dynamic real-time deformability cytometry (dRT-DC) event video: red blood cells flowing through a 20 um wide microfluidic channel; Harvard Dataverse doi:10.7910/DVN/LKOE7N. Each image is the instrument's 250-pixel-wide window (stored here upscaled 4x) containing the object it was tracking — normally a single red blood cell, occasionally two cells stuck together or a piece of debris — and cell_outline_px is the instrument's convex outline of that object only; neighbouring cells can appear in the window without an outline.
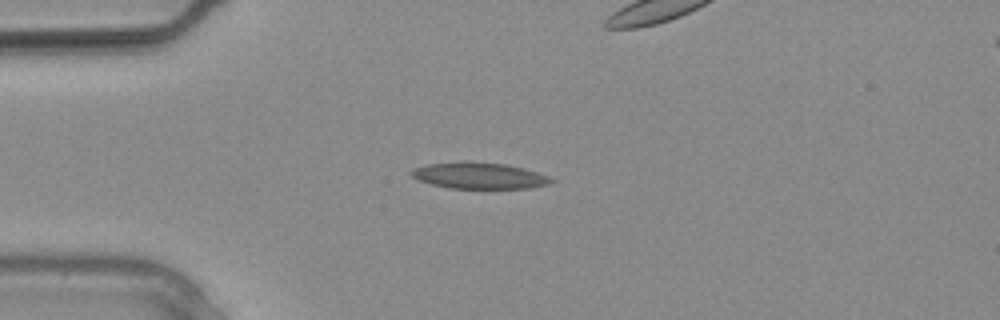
{"species": "common noctule bat (a hibernating species)", "species_latin": "Nyctalus noctula", "temperature_condition": "warm", "stored_images_in_passage": 11, "camera_frame_rate_fps": 3000, "um_per_image_px": 0.085, "animal": {"sex": "male", "body_mass_g": 20.4}, "frame": {"image": 1, "passage_image": 7, "time_ms": 2.0, "image_size_px": [1000, 320], "cell_outline_px": [[556, 180], [548, 184], [528, 188], [448, 188], [432, 184], [420, 180], [412, 176], [408, 172], [412, 168], [428, 164], [464, 160], [504, 164], [524, 168], [548, 176]], "centroid_in_image_um": [40.69, 14.91], "position_along_channel_um": 44.3, "area_um2": 21.5}}